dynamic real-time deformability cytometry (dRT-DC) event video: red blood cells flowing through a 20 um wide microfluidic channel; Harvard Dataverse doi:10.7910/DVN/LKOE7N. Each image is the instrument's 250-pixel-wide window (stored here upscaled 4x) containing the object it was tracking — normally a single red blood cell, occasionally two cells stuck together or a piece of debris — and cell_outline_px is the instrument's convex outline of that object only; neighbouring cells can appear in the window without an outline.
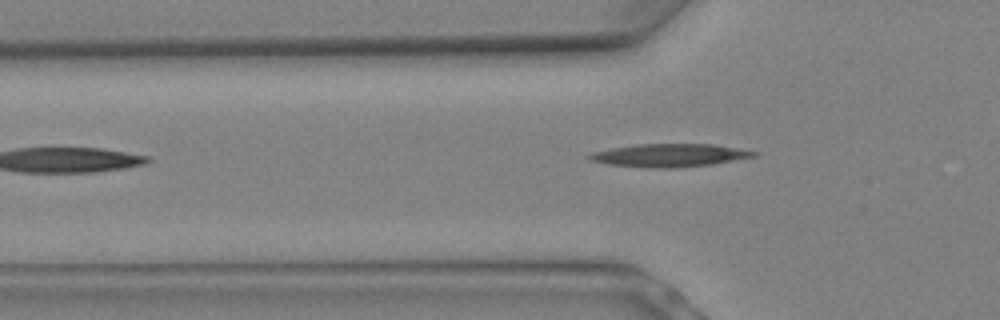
{"species": "Egyptian fruit bat (a non-hibernating species)", "species_latin": "Rousettus aegyptiacus", "temperature_condition": "warm", "stored_images_in_passage": 3, "camera_frame_rate_fps": 3000, "um_per_image_px": 0.085, "animal": {"sex": "female"}, "frame": {"image": 1, "passage_image": 3, "time_ms": 0.667, "image_size_px": [1000, 320], "cell_outline_px": [[760, 152], [756, 156], [712, 164], [676, 168], [652, 168], [608, 164], [588, 160], [584, 156], [592, 152], [612, 148], [636, 144], [712, 144]], "centroid_in_image_um": [56.86, 13.2], "position_along_channel_um": 68.9, "area_um2": 22.08}}